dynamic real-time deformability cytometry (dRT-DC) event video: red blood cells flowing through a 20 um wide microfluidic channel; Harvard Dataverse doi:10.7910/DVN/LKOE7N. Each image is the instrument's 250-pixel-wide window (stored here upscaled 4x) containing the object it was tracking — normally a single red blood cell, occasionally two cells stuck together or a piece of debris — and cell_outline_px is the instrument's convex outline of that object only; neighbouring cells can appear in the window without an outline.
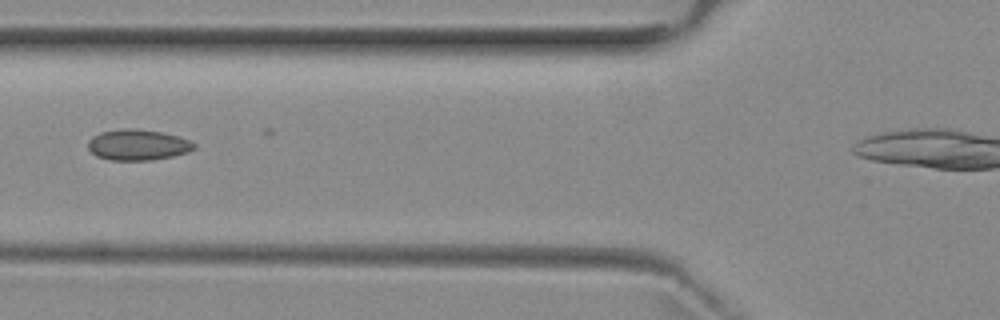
{"species": "common noctule bat (a hibernating species)", "species_latin": "Nyctalus noctula", "temperature_condition": "room temperature", "stored_images_in_passage": 4, "camera_frame_rate_fps": 3000, "um_per_image_px": 0.085, "animal": {"sex": "female", "body_mass_g": 29.2, "forearm_length_mm": 56.3}, "frame": {"image": 1, "passage_image": 3, "time_ms": 2.333, "image_size_px": [1000, 320], "cell_outline_px": [[196, 148], [188, 152], [172, 156], [152, 160], [112, 160], [96, 156], [88, 148], [88, 140], [92, 136], [100, 132], [124, 128], [136, 128], [160, 132], [176, 136], [188, 140], [196, 144]], "centroid_in_image_um": [11.69, 12.31], "position_along_channel_um": 114.1, "area_um2": 19.02}}